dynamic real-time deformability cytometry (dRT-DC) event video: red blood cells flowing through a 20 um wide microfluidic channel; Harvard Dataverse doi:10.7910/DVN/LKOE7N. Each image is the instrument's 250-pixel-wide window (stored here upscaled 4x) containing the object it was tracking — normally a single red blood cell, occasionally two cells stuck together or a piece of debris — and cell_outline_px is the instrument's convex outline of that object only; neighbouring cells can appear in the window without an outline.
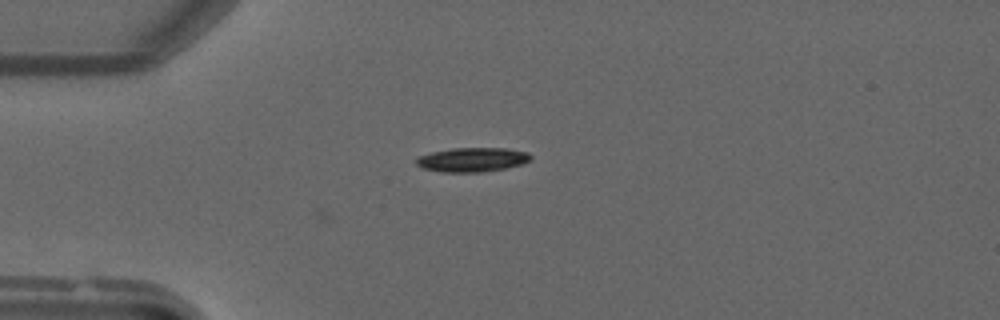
{"species": "common noctule bat (a hibernating species)", "species_latin": "Nyctalus noctula", "temperature_condition": "warm", "stored_images_in_passage": 3, "camera_frame_rate_fps": 3000, "um_per_image_px": 0.085, "animal": {"sex": "male", "forearm_length_mm": 52.5}, "frame": {"image": 1, "passage_image": 1, "time_ms": 0.0, "image_size_px": [1000, 320], "cell_outline_px": [[532, 160], [520, 164], [504, 168], [480, 172], [440, 172], [424, 168], [416, 164], [416, 156], [432, 152], [452, 148], [508, 148], [528, 152], [532, 156]], "centroid_in_image_um": [40.14, 13.56], "position_along_channel_um": 44.9, "area_um2": 16.18}}